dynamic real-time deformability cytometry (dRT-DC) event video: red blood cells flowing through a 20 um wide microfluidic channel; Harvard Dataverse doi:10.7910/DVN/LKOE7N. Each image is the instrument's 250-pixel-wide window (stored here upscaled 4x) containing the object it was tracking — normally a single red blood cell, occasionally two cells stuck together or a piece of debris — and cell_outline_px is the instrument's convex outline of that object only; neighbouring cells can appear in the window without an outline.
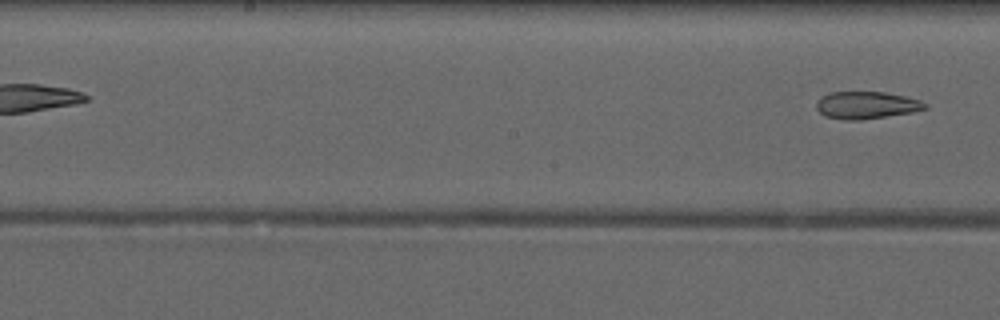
{"species": "common noctule bat (a hibernating species)", "species_latin": "Nyctalus noctula", "temperature_condition": "warm", "stored_images_in_passage": 7, "segment_of_instrument_passage": [2, 2], "camera_frame_rate_fps": 3000, "um_per_image_px": 0.085, "animal": {"sex": "male", "forearm_length_mm": 52.5}, "frame": {"image": 1, "passage_image": 7, "time_ms": 8.0, "image_size_px": [1000, 320], "cell_outline_px": [[928, 108], [912, 112], [860, 120], [844, 120], [824, 116], [816, 108], [816, 100], [820, 96], [828, 92], [884, 92], [904, 96], [920, 100], [928, 104]], "centroid_in_image_um": [73.61, 8.93], "position_along_channel_um": 174.6, "area_um2": 17.4}}